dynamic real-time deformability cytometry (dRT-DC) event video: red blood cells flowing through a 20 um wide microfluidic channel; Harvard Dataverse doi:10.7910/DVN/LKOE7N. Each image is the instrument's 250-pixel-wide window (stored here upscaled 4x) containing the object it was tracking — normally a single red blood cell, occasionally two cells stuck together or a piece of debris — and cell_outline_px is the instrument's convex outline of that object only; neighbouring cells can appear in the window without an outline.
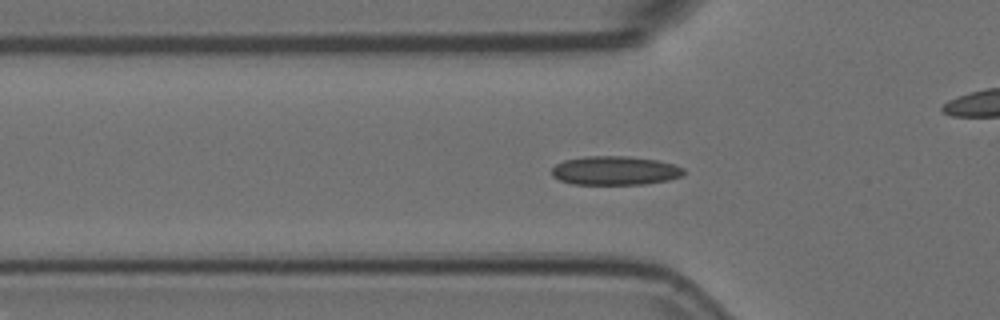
{"species": "Egyptian fruit bat (a non-hibernating species)", "species_latin": "Rousettus aegyptiacus", "temperature_condition": "room temperature", "stored_images_in_passage": 41, "camera_frame_rate_fps": 3000, "um_per_image_px": 0.085, "animal": {"sex": "female"}, "frame": {"image": 1, "passage_image": 3, "time_ms": 0.667, "image_size_px": [1000, 320], "cell_outline_px": [[684, 172], [680, 176], [668, 180], [644, 184], [572, 184], [560, 180], [552, 176], [552, 168], [556, 164], [564, 160], [584, 156], [628, 156], [660, 160], [684, 168]], "centroid_in_image_um": [52.26, 14.49], "position_along_channel_um": 73.5, "area_um2": 22.25}}
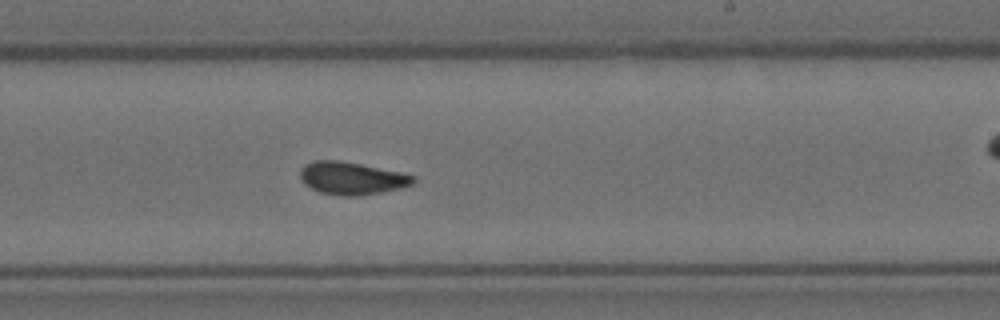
{"frame": {"image": 2, "passage_image": 18, "time_ms": 5.667, "image_size_px": [1000, 320], "cell_outline_px": [[416, 180], [412, 184], [400, 188], [380, 192], [356, 196], [340, 196], [320, 192], [304, 184], [300, 180], [300, 168], [304, 164], [312, 160], [340, 160], [404, 172], [416, 176]], "centroid_in_image_um": [29.89, 15.13], "position_along_channel_um": 259.1, "area_um2": 21.79}}
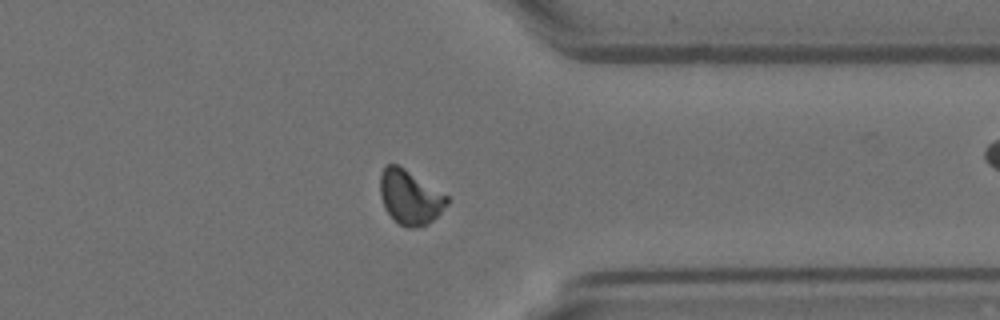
{"frame": {"image": 3, "passage_image": 28, "time_ms": 9.0, "image_size_px": [1000, 320], "cell_outline_px": [[448, 204], [428, 224], [420, 228], [408, 228], [400, 224], [384, 208], [380, 196], [380, 172], [388, 164], [396, 164], [404, 168], [448, 196]], "centroid_in_image_um": [34.83, 16.77], "position_along_channel_um": 376.6, "area_um2": 20.98}, "authors_computed_cell_mechanics": {"area_um2": 20.6924, "velocity_mm_per_s": 3.7026, "shape_relaxation_time_tau1_ms": null, "shape_relaxation_time_tau2_ms": 1.7117, "deformation_change_tau1": null, "deformation_change_tau2": 0.064}}